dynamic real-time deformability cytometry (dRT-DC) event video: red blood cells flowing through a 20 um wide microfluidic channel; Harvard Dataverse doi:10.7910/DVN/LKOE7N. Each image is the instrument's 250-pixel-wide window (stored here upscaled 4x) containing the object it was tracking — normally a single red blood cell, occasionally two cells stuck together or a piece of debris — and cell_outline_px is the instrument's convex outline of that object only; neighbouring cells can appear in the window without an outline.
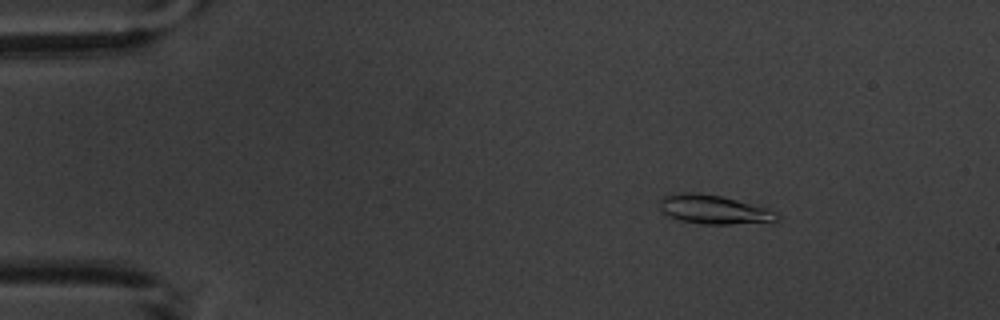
{"species": "common noctule bat (a hibernating species)", "species_latin": "Nyctalus noctula", "temperature_condition": "warm", "stored_images_in_passage": 4, "camera_frame_rate_fps": 3000, "um_per_image_px": 0.085, "animal": {"sex": "male", "body_mass_g": 20.1, "forearm_length_mm": 53.5}, "frame": {"image": 1, "passage_image": 2, "time_ms": 2.0, "image_size_px": [1000, 320], "cell_outline_px": [[780, 216], [776, 220], [728, 224], [704, 224], [680, 220], [668, 216], [660, 212], [660, 200], [664, 196], [680, 192], [692, 192], [720, 196], [736, 200], [764, 208], [776, 212]], "centroid_in_image_um": [60.57, 17.8], "position_along_channel_um": 24.4, "area_um2": 19.31}}